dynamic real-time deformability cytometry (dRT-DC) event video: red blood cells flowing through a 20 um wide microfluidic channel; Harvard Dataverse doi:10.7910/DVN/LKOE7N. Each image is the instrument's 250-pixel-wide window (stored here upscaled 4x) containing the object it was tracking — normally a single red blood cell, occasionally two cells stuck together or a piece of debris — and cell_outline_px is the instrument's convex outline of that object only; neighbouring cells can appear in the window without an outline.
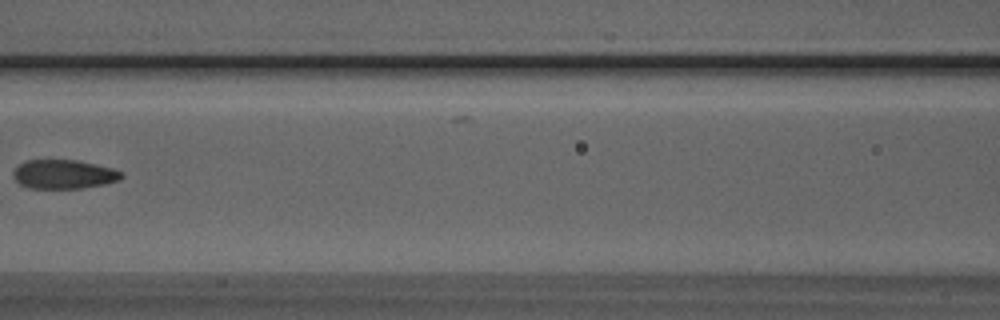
{"species": "Egyptian fruit bat (a non-hibernating species)", "species_latin": "Rousettus aegyptiacus", "temperature_condition": "room temperature", "stored_images_in_passage": 4, "camera_frame_rate_fps": 3000, "um_per_image_px": 0.085, "animal": {"sex": "male"}, "frame": {"image": 1, "passage_image": 3, "time_ms": 0.667, "image_size_px": [1000, 320], "cell_outline_px": [[124, 176], [120, 180], [104, 184], [84, 188], [28, 188], [20, 184], [12, 176], [12, 172], [24, 160], [76, 160], [96, 164], [112, 168], [124, 172]], "centroid_in_image_um": [5.44, 14.81], "position_along_channel_um": 161.2, "area_um2": 18.44}}